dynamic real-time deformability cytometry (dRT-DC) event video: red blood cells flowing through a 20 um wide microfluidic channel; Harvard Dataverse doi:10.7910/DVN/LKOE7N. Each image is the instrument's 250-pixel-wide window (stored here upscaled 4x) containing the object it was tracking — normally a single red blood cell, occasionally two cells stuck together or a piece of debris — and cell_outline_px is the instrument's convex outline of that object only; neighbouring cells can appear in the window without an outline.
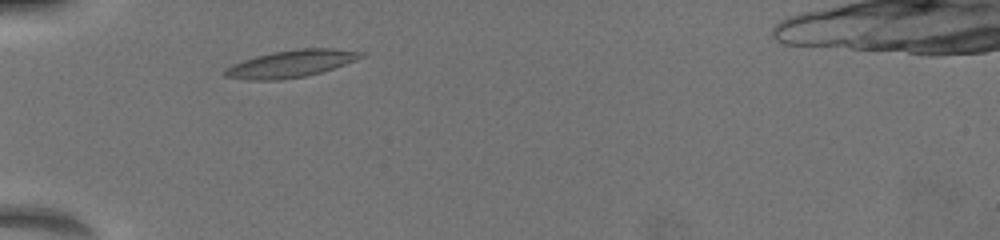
{"species": "common noctule bat (a hibernating species)", "species_latin": "Nyctalus noctula", "temperature_condition": "warm", "stored_images_in_passage": 3, "camera_frame_rate_fps": 3000, "um_per_image_px": 0.085, "animal": {"sex": "female", "body_mass_g": 19.5, "forearm_length_mm": 54.1}, "frame": {"image": 1, "passage_image": 1, "time_ms": 0.0, "image_size_px": [1000, 240], "cell_outline_px": [[364, 56], [344, 64], [320, 72], [304, 76], [280, 80], [244, 80], [224, 76], [220, 72], [224, 68], [232, 64], [256, 56], [272, 52], [300, 48], [332, 48], [364, 52]], "centroid_in_image_um": [24.65, 5.42], "position_along_channel_um": 60.4, "area_um2": 21.5}}